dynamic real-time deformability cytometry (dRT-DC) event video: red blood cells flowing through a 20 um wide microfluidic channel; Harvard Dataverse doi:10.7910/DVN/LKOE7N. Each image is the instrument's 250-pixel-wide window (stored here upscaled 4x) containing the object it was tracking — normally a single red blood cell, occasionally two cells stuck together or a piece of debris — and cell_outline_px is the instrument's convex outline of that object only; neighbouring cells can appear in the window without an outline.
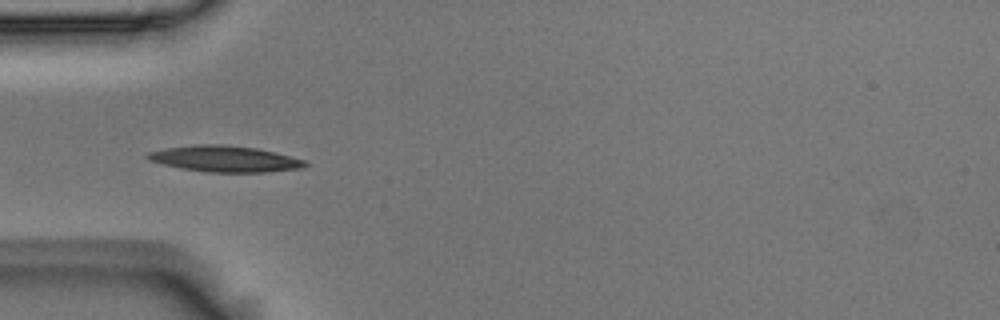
{"species": "Egyptian fruit bat (a non-hibernating species)", "species_latin": "Rousettus aegyptiacus", "temperature_condition": "room temperature", "stored_images_in_passage": 40, "camera_frame_rate_fps": 3000, "um_per_image_px": 0.085, "animal": {"sex": "male"}, "frame": {"image": 1, "passage_image": 2, "time_ms": 0.333, "image_size_px": [1000, 320], "cell_outline_px": [[308, 164], [304, 168], [264, 172], [208, 172], [180, 168], [148, 160], [144, 156], [148, 152], [164, 148], [196, 144], [220, 144], [256, 148], [276, 152], [304, 160]], "centroid_in_image_um": [19.09, 13.5], "position_along_channel_um": 65.9, "area_um2": 23.99}}
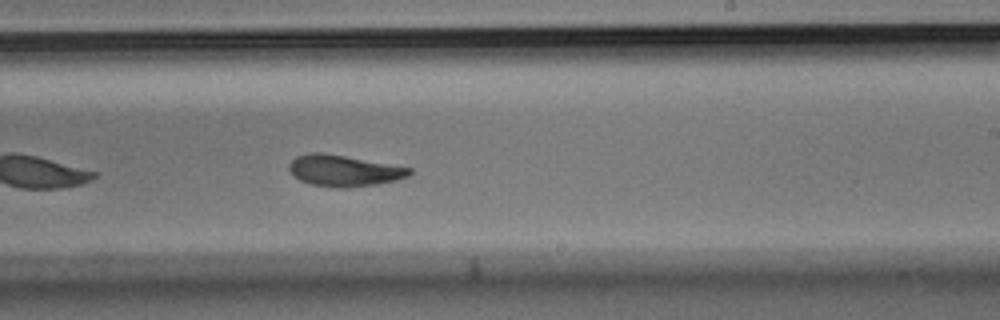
{"frame": {"image": 2, "passage_image": 18, "time_ms": 5.667, "image_size_px": [1000, 320], "cell_outline_px": [[412, 172], [408, 176], [396, 180], [376, 184], [344, 188], [332, 188], [312, 184], [300, 180], [288, 168], [288, 164], [296, 156], [308, 152], [320, 152], [344, 156], [412, 168]], "centroid_in_image_um": [29.21, 14.51], "position_along_channel_um": 259.8, "area_um2": 21.73}}
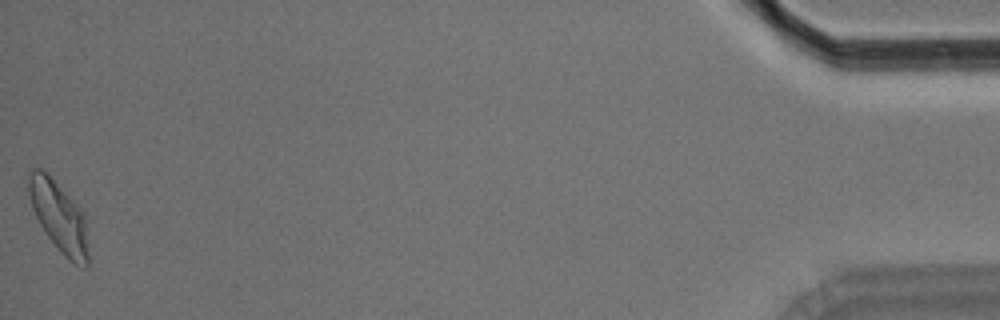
{"frame": {"image": 3, "passage_image": 40, "time_ms": 13.0, "image_size_px": [1000, 320], "cell_outline_px": [[88, 268], [84, 268], [68, 260], [60, 252], [48, 236], [40, 224], [32, 208], [28, 196], [28, 172], [32, 168], [40, 168], [84, 212], [88, 252]], "centroid_in_image_um": [5.0, 18.46], "position_along_channel_um": 430.2, "area_um2": 24.1}, "authors_computed_cell_mechanics": {"area_um2": 22.1663, "velocity_mm_per_s": 3.6319, "shape_relaxation_time_tau1_ms": 3.2768, "shape_relaxation_time_tau2_ms": 2.2135, "deformation_change_tau1": 0.1615, "deformation_change_tau2": 0.0893}}